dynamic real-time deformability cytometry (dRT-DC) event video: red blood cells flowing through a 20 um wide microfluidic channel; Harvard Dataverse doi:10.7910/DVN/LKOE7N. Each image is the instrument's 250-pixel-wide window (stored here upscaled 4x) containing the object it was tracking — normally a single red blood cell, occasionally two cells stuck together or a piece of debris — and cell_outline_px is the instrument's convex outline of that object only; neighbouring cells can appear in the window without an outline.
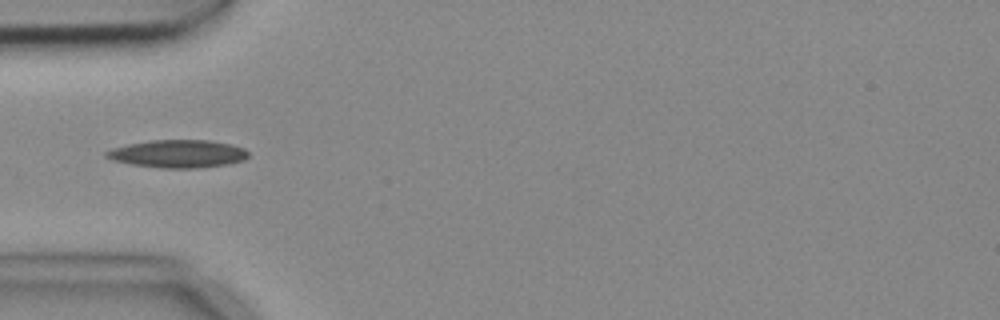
{"species": "common noctule bat (a hibernating species)", "species_latin": "Nyctalus noctula", "temperature_condition": "cold", "stored_images_in_passage": 2, "camera_frame_rate_fps": 3000, "um_per_image_px": 0.085, "animal": {"sex": "female", "body_mass_g": 18.4}, "frame": {"image": 1, "passage_image": 2, "time_ms": 0.333, "image_size_px": [1000, 320], "cell_outline_px": [[248, 156], [244, 160], [228, 164], [196, 168], [164, 168], [132, 164], [112, 160], [104, 156], [104, 152], [112, 148], [128, 144], [152, 140], [208, 140], [232, 144], [244, 148], [248, 152]], "centroid_in_image_um": [15.12, 13.07], "position_along_channel_um": 69.9, "area_um2": 23.0}}